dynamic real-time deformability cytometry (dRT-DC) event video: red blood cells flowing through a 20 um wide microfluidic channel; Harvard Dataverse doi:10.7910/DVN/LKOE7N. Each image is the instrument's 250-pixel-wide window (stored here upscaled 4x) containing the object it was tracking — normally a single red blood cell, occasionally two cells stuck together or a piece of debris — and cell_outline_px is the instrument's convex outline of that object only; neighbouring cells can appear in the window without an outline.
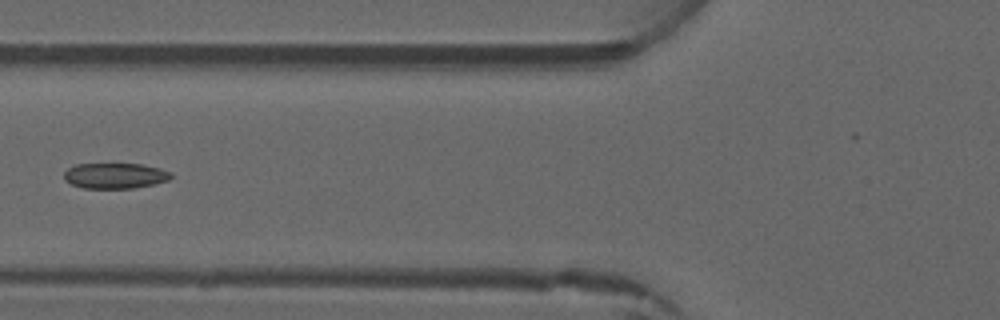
{"species": "common noctule bat (a hibernating species)", "species_latin": "Nyctalus noctula", "temperature_condition": "warm", "stored_images_in_passage": 4, "camera_frame_rate_fps": 3000, "um_per_image_px": 0.085, "animal": {"sex": "male", "forearm_length_mm": 52.5}, "frame": {"image": 1, "passage_image": 4, "time_ms": 3.667, "image_size_px": [1000, 320], "cell_outline_px": [[172, 176], [168, 180], [152, 184], [132, 188], [84, 188], [72, 184], [64, 180], [64, 172], [68, 168], [76, 164], [140, 164], [160, 168], [172, 172]], "centroid_in_image_um": [9.77, 14.93], "position_along_channel_um": 116.0, "area_um2": 15.84}}